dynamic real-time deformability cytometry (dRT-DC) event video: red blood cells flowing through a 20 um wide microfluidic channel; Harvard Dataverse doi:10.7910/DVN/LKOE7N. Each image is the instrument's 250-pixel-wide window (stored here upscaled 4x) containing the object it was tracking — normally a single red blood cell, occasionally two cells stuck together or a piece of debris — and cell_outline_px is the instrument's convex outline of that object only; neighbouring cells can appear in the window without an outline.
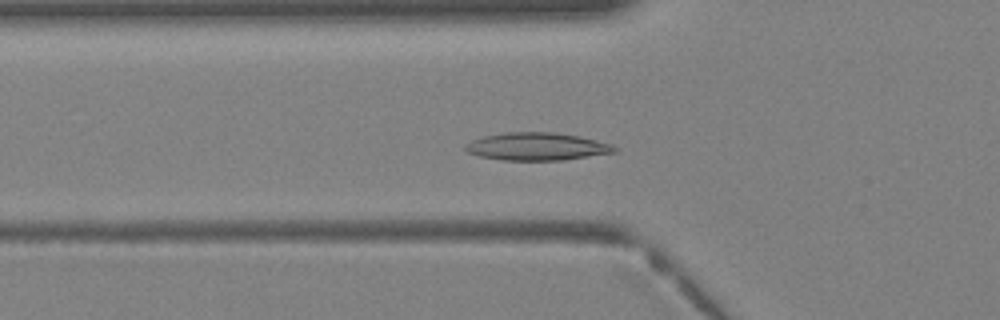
{"species": "Egyptian fruit bat (a non-hibernating species)", "species_latin": "Rousettus aegyptiacus", "temperature_condition": "warm", "stored_images_in_passage": 39, "camera_frame_rate_fps": 3000, "um_per_image_px": 0.085, "animal": {"sex": "female"}, "frame": {"image": 1, "passage_image": 14, "time_ms": 4.333, "image_size_px": [1000, 320], "cell_outline_px": [[620, 148], [616, 152], [564, 160], [504, 160], [480, 156], [468, 152], [464, 148], [464, 144], [472, 140], [484, 136], [504, 132], [552, 132], [580, 136], [612, 144]], "centroid_in_image_um": [45.66, 12.45], "position_along_channel_um": 80.1, "area_um2": 24.16}}
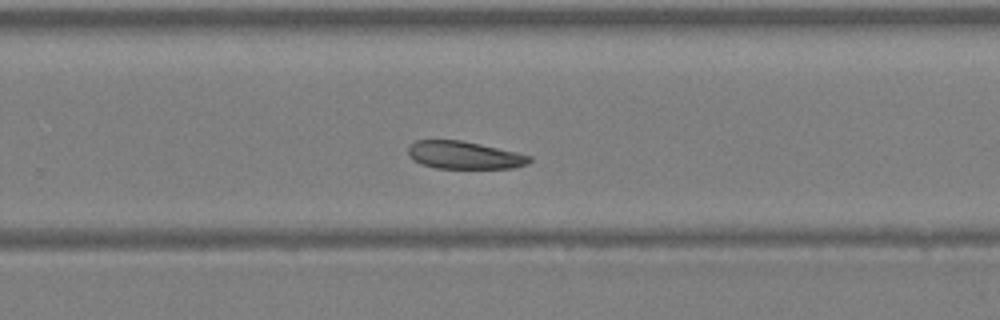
{"frame": {"image": 2, "passage_image": 26, "time_ms": 8.333, "image_size_px": [1000, 320], "cell_outline_px": [[532, 160], [528, 164], [512, 168], [436, 168], [420, 164], [412, 160], [408, 156], [408, 148], [416, 140], [460, 140], [480, 144], [516, 152], [532, 156]], "centroid_in_image_um": [39.45, 13.19], "position_along_channel_um": 290.4, "area_um2": 19.59}}
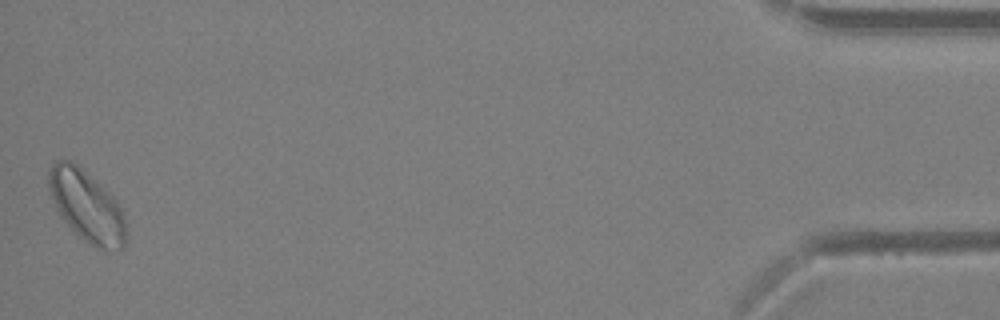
{"frame": {"image": 3, "passage_image": 39, "time_ms": 12.667, "image_size_px": [1000, 320], "cell_outline_px": [[124, 248], [96, 248], [84, 240], [60, 216], [52, 200], [48, 188], [48, 172], [52, 164], [56, 160], [68, 160], [76, 164], [104, 188], [116, 200], [124, 216]], "centroid_in_image_um": [7.32, 17.48], "position_along_channel_um": 427.9, "area_um2": 31.27}}